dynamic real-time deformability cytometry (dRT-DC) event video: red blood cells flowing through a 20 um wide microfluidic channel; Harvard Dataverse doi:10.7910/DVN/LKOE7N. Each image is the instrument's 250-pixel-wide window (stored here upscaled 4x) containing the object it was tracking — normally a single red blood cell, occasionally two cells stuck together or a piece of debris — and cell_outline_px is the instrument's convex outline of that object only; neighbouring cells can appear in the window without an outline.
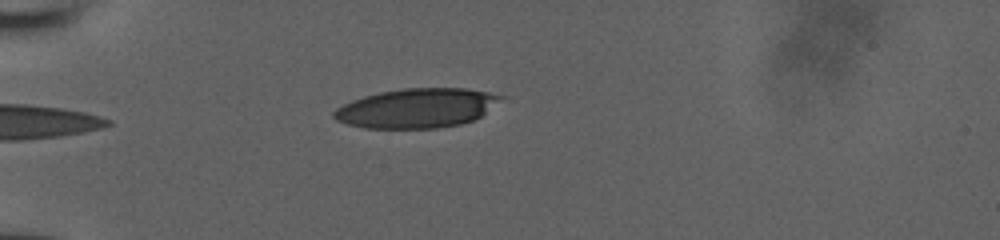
{"species": "human", "species_latin": "Homo sapiens", "temperature_condition": "room temperature", "stored_images_in_passage": 21, "camera_frame_rate_fps": 3000, "um_per_image_px": 0.085, "donor": {"sex": "male"}, "frame": {"image": 1, "passage_image": 1, "time_ms": 0.0, "image_size_px": [1000, 240], "cell_outline_px": [[508, 96], [480, 116], [472, 120], [460, 124], [436, 128], [364, 128], [348, 124], [336, 120], [332, 116], [332, 112], [336, 108], [352, 100], [364, 96], [380, 92], [404, 88], [468, 88]], "centroid_in_image_um": [35.44, 9.18], "position_along_channel_um": 49.6, "area_um2": 38.38}}
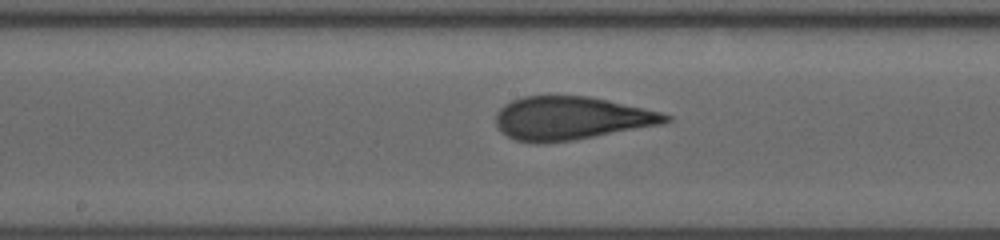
{"frame": {"image": 2, "passage_image": 12, "time_ms": 3.667, "image_size_px": [1000, 240], "cell_outline_px": [[672, 120], [660, 124], [576, 140], [544, 144], [536, 144], [516, 140], [508, 136], [496, 124], [496, 112], [504, 104], [512, 100], [524, 96], [588, 96], [608, 100], [644, 108], [660, 112], [672, 116]], "centroid_in_image_um": [48.53, 10.06], "position_along_channel_um": 199.7, "area_um2": 42.77}}
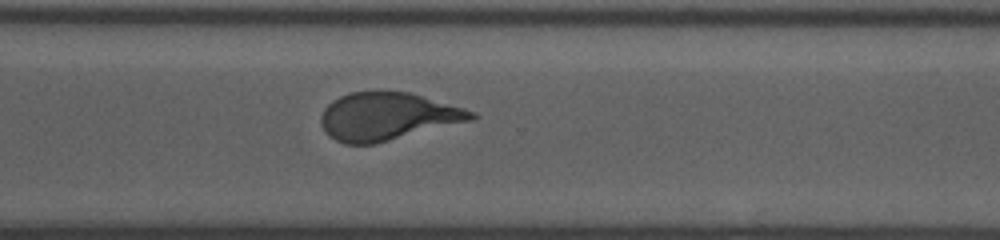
{"frame": {"image": 3, "passage_image": 21, "time_ms": 6.667, "image_size_px": [1000, 240], "cell_outline_px": [[480, 116], [476, 120], [376, 144], [344, 144], [336, 140], [324, 128], [320, 120], [320, 116], [324, 108], [332, 100], [348, 92], [408, 92], [464, 108], [476, 112]], "centroid_in_image_um": [32.99, 9.91], "position_along_channel_um": 337.6, "area_um2": 41.96}}